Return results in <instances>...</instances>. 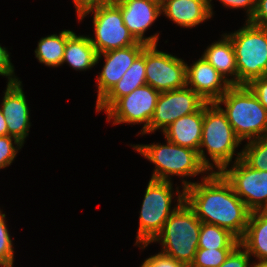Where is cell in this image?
Masks as SVG:
<instances>
[{"instance_id": "cell-1", "label": "cell", "mask_w": 267, "mask_h": 267, "mask_svg": "<svg viewBox=\"0 0 267 267\" xmlns=\"http://www.w3.org/2000/svg\"><path fill=\"white\" fill-rule=\"evenodd\" d=\"M184 189V200L201 222L229 230L239 240L244 236L251 211L235 194L220 172H210Z\"/></svg>"}, {"instance_id": "cell-2", "label": "cell", "mask_w": 267, "mask_h": 267, "mask_svg": "<svg viewBox=\"0 0 267 267\" xmlns=\"http://www.w3.org/2000/svg\"><path fill=\"white\" fill-rule=\"evenodd\" d=\"M240 144L242 142L236 136L226 114L215 102H206L201 144L198 150L201 162L210 172H220L225 166L241 159L242 149L236 151ZM207 154L210 158H207Z\"/></svg>"}, {"instance_id": "cell-3", "label": "cell", "mask_w": 267, "mask_h": 267, "mask_svg": "<svg viewBox=\"0 0 267 267\" xmlns=\"http://www.w3.org/2000/svg\"><path fill=\"white\" fill-rule=\"evenodd\" d=\"M165 141V144L154 142L152 144L130 145L141 156L155 165L150 179L172 181L173 176H178L183 179L181 180V188L185 189L193 182L184 178H191L200 174L202 178H205L210 173V170L201 162L198 151L176 145L167 139Z\"/></svg>"}, {"instance_id": "cell-4", "label": "cell", "mask_w": 267, "mask_h": 267, "mask_svg": "<svg viewBox=\"0 0 267 267\" xmlns=\"http://www.w3.org/2000/svg\"><path fill=\"white\" fill-rule=\"evenodd\" d=\"M184 195V189L181 191L179 187H176L174 193L172 181L149 180L139 212L135 246L144 250L152 244L161 233L170 215L184 201ZM173 197H176L174 201L177 200L174 207L172 206Z\"/></svg>"}, {"instance_id": "cell-5", "label": "cell", "mask_w": 267, "mask_h": 267, "mask_svg": "<svg viewBox=\"0 0 267 267\" xmlns=\"http://www.w3.org/2000/svg\"><path fill=\"white\" fill-rule=\"evenodd\" d=\"M215 103L226 114L241 142L267 134V109L247 85H232Z\"/></svg>"}, {"instance_id": "cell-6", "label": "cell", "mask_w": 267, "mask_h": 267, "mask_svg": "<svg viewBox=\"0 0 267 267\" xmlns=\"http://www.w3.org/2000/svg\"><path fill=\"white\" fill-rule=\"evenodd\" d=\"M201 223L184 200L170 215L152 243H160L161 253L190 267L198 249Z\"/></svg>"}, {"instance_id": "cell-7", "label": "cell", "mask_w": 267, "mask_h": 267, "mask_svg": "<svg viewBox=\"0 0 267 267\" xmlns=\"http://www.w3.org/2000/svg\"><path fill=\"white\" fill-rule=\"evenodd\" d=\"M241 28L225 33L236 57L237 85L267 76V30L245 20Z\"/></svg>"}, {"instance_id": "cell-8", "label": "cell", "mask_w": 267, "mask_h": 267, "mask_svg": "<svg viewBox=\"0 0 267 267\" xmlns=\"http://www.w3.org/2000/svg\"><path fill=\"white\" fill-rule=\"evenodd\" d=\"M93 14L94 37L89 39L97 53L135 45L137 41L124 25L121 9L112 1L98 3L77 15L79 22Z\"/></svg>"}, {"instance_id": "cell-9", "label": "cell", "mask_w": 267, "mask_h": 267, "mask_svg": "<svg viewBox=\"0 0 267 267\" xmlns=\"http://www.w3.org/2000/svg\"><path fill=\"white\" fill-rule=\"evenodd\" d=\"M160 92L150 85H143L133 92L119 98L105 113L107 122L118 124H143L138 135L143 134L148 128L154 115Z\"/></svg>"}, {"instance_id": "cell-10", "label": "cell", "mask_w": 267, "mask_h": 267, "mask_svg": "<svg viewBox=\"0 0 267 267\" xmlns=\"http://www.w3.org/2000/svg\"><path fill=\"white\" fill-rule=\"evenodd\" d=\"M220 173L251 212L267 210V171L252 169L238 159Z\"/></svg>"}, {"instance_id": "cell-11", "label": "cell", "mask_w": 267, "mask_h": 267, "mask_svg": "<svg viewBox=\"0 0 267 267\" xmlns=\"http://www.w3.org/2000/svg\"><path fill=\"white\" fill-rule=\"evenodd\" d=\"M157 46H145L146 84L160 93L184 88L187 63L173 54L159 51Z\"/></svg>"}, {"instance_id": "cell-12", "label": "cell", "mask_w": 267, "mask_h": 267, "mask_svg": "<svg viewBox=\"0 0 267 267\" xmlns=\"http://www.w3.org/2000/svg\"><path fill=\"white\" fill-rule=\"evenodd\" d=\"M206 103L193 89L185 86L161 92L149 128L141 135L154 133L167 127L178 118L197 112Z\"/></svg>"}, {"instance_id": "cell-13", "label": "cell", "mask_w": 267, "mask_h": 267, "mask_svg": "<svg viewBox=\"0 0 267 267\" xmlns=\"http://www.w3.org/2000/svg\"><path fill=\"white\" fill-rule=\"evenodd\" d=\"M112 1L121 9L124 25L137 42L158 45L160 34L157 32L147 37L145 32L162 15L160 4L151 0Z\"/></svg>"}, {"instance_id": "cell-14", "label": "cell", "mask_w": 267, "mask_h": 267, "mask_svg": "<svg viewBox=\"0 0 267 267\" xmlns=\"http://www.w3.org/2000/svg\"><path fill=\"white\" fill-rule=\"evenodd\" d=\"M146 44L137 42L135 45L118 48L98 54L96 64L104 58V64L96 76L98 103L122 78L125 72L133 64L134 60L142 53Z\"/></svg>"}, {"instance_id": "cell-15", "label": "cell", "mask_w": 267, "mask_h": 267, "mask_svg": "<svg viewBox=\"0 0 267 267\" xmlns=\"http://www.w3.org/2000/svg\"><path fill=\"white\" fill-rule=\"evenodd\" d=\"M3 93L0 108L6 118L7 135L15 137L24 145L30 132L31 122L22 81L7 83Z\"/></svg>"}, {"instance_id": "cell-16", "label": "cell", "mask_w": 267, "mask_h": 267, "mask_svg": "<svg viewBox=\"0 0 267 267\" xmlns=\"http://www.w3.org/2000/svg\"><path fill=\"white\" fill-rule=\"evenodd\" d=\"M186 86L203 100L216 102L232 86L203 56L186 65Z\"/></svg>"}, {"instance_id": "cell-17", "label": "cell", "mask_w": 267, "mask_h": 267, "mask_svg": "<svg viewBox=\"0 0 267 267\" xmlns=\"http://www.w3.org/2000/svg\"><path fill=\"white\" fill-rule=\"evenodd\" d=\"M161 13L182 28H195L212 17L209 0H164Z\"/></svg>"}, {"instance_id": "cell-18", "label": "cell", "mask_w": 267, "mask_h": 267, "mask_svg": "<svg viewBox=\"0 0 267 267\" xmlns=\"http://www.w3.org/2000/svg\"><path fill=\"white\" fill-rule=\"evenodd\" d=\"M204 119V105L197 111L182 116L171 123L165 131L164 138L176 145L198 151L201 144Z\"/></svg>"}, {"instance_id": "cell-19", "label": "cell", "mask_w": 267, "mask_h": 267, "mask_svg": "<svg viewBox=\"0 0 267 267\" xmlns=\"http://www.w3.org/2000/svg\"><path fill=\"white\" fill-rule=\"evenodd\" d=\"M146 85L145 75V48L134 60L122 78L112 89L95 105L96 112H106L119 98L130 94L136 88Z\"/></svg>"}, {"instance_id": "cell-20", "label": "cell", "mask_w": 267, "mask_h": 267, "mask_svg": "<svg viewBox=\"0 0 267 267\" xmlns=\"http://www.w3.org/2000/svg\"><path fill=\"white\" fill-rule=\"evenodd\" d=\"M97 56L98 53L89 35H76L72 30H67V42L61 66L67 63L73 70L87 71L97 65Z\"/></svg>"}, {"instance_id": "cell-21", "label": "cell", "mask_w": 267, "mask_h": 267, "mask_svg": "<svg viewBox=\"0 0 267 267\" xmlns=\"http://www.w3.org/2000/svg\"><path fill=\"white\" fill-rule=\"evenodd\" d=\"M201 56L231 85H237L235 52L231 39L225 33L221 34V39L209 44Z\"/></svg>"}, {"instance_id": "cell-22", "label": "cell", "mask_w": 267, "mask_h": 267, "mask_svg": "<svg viewBox=\"0 0 267 267\" xmlns=\"http://www.w3.org/2000/svg\"><path fill=\"white\" fill-rule=\"evenodd\" d=\"M240 244L251 257L267 260V210L251 212Z\"/></svg>"}, {"instance_id": "cell-23", "label": "cell", "mask_w": 267, "mask_h": 267, "mask_svg": "<svg viewBox=\"0 0 267 267\" xmlns=\"http://www.w3.org/2000/svg\"><path fill=\"white\" fill-rule=\"evenodd\" d=\"M67 42V30L40 38L34 50L38 62L56 68L61 66Z\"/></svg>"}, {"instance_id": "cell-24", "label": "cell", "mask_w": 267, "mask_h": 267, "mask_svg": "<svg viewBox=\"0 0 267 267\" xmlns=\"http://www.w3.org/2000/svg\"><path fill=\"white\" fill-rule=\"evenodd\" d=\"M240 240L229 230L214 224L202 222L198 248L203 249H234Z\"/></svg>"}, {"instance_id": "cell-25", "label": "cell", "mask_w": 267, "mask_h": 267, "mask_svg": "<svg viewBox=\"0 0 267 267\" xmlns=\"http://www.w3.org/2000/svg\"><path fill=\"white\" fill-rule=\"evenodd\" d=\"M245 143L241 159L252 169L267 171V134Z\"/></svg>"}, {"instance_id": "cell-26", "label": "cell", "mask_w": 267, "mask_h": 267, "mask_svg": "<svg viewBox=\"0 0 267 267\" xmlns=\"http://www.w3.org/2000/svg\"><path fill=\"white\" fill-rule=\"evenodd\" d=\"M6 219V214L0 209V267H14V246Z\"/></svg>"}, {"instance_id": "cell-27", "label": "cell", "mask_w": 267, "mask_h": 267, "mask_svg": "<svg viewBox=\"0 0 267 267\" xmlns=\"http://www.w3.org/2000/svg\"><path fill=\"white\" fill-rule=\"evenodd\" d=\"M233 249L198 248L190 267H219Z\"/></svg>"}, {"instance_id": "cell-28", "label": "cell", "mask_w": 267, "mask_h": 267, "mask_svg": "<svg viewBox=\"0 0 267 267\" xmlns=\"http://www.w3.org/2000/svg\"><path fill=\"white\" fill-rule=\"evenodd\" d=\"M23 146V143L15 137L0 136V169L10 166Z\"/></svg>"}, {"instance_id": "cell-29", "label": "cell", "mask_w": 267, "mask_h": 267, "mask_svg": "<svg viewBox=\"0 0 267 267\" xmlns=\"http://www.w3.org/2000/svg\"><path fill=\"white\" fill-rule=\"evenodd\" d=\"M251 256L239 243L219 267H250Z\"/></svg>"}, {"instance_id": "cell-30", "label": "cell", "mask_w": 267, "mask_h": 267, "mask_svg": "<svg viewBox=\"0 0 267 267\" xmlns=\"http://www.w3.org/2000/svg\"><path fill=\"white\" fill-rule=\"evenodd\" d=\"M219 2L224 6L225 8H231V9H244L246 11V21H249L251 17L253 16L257 0H219ZM209 9L211 12V15L213 17L214 11H213V3L212 0H209Z\"/></svg>"}, {"instance_id": "cell-31", "label": "cell", "mask_w": 267, "mask_h": 267, "mask_svg": "<svg viewBox=\"0 0 267 267\" xmlns=\"http://www.w3.org/2000/svg\"><path fill=\"white\" fill-rule=\"evenodd\" d=\"M10 54L6 47L0 44V76L7 78V83L20 81L15 75L14 65L11 63Z\"/></svg>"}, {"instance_id": "cell-32", "label": "cell", "mask_w": 267, "mask_h": 267, "mask_svg": "<svg viewBox=\"0 0 267 267\" xmlns=\"http://www.w3.org/2000/svg\"><path fill=\"white\" fill-rule=\"evenodd\" d=\"M140 267H186L174 258L161 252L146 258Z\"/></svg>"}, {"instance_id": "cell-33", "label": "cell", "mask_w": 267, "mask_h": 267, "mask_svg": "<svg viewBox=\"0 0 267 267\" xmlns=\"http://www.w3.org/2000/svg\"><path fill=\"white\" fill-rule=\"evenodd\" d=\"M247 86L267 109V76L254 79Z\"/></svg>"}, {"instance_id": "cell-34", "label": "cell", "mask_w": 267, "mask_h": 267, "mask_svg": "<svg viewBox=\"0 0 267 267\" xmlns=\"http://www.w3.org/2000/svg\"><path fill=\"white\" fill-rule=\"evenodd\" d=\"M249 22L267 30V0H257L255 12Z\"/></svg>"}, {"instance_id": "cell-35", "label": "cell", "mask_w": 267, "mask_h": 267, "mask_svg": "<svg viewBox=\"0 0 267 267\" xmlns=\"http://www.w3.org/2000/svg\"><path fill=\"white\" fill-rule=\"evenodd\" d=\"M107 0H73L76 14Z\"/></svg>"}, {"instance_id": "cell-36", "label": "cell", "mask_w": 267, "mask_h": 267, "mask_svg": "<svg viewBox=\"0 0 267 267\" xmlns=\"http://www.w3.org/2000/svg\"><path fill=\"white\" fill-rule=\"evenodd\" d=\"M5 116L2 113V110L0 108V136L7 135V123L5 121Z\"/></svg>"}, {"instance_id": "cell-37", "label": "cell", "mask_w": 267, "mask_h": 267, "mask_svg": "<svg viewBox=\"0 0 267 267\" xmlns=\"http://www.w3.org/2000/svg\"><path fill=\"white\" fill-rule=\"evenodd\" d=\"M250 267H267V260H257L252 262Z\"/></svg>"}, {"instance_id": "cell-38", "label": "cell", "mask_w": 267, "mask_h": 267, "mask_svg": "<svg viewBox=\"0 0 267 267\" xmlns=\"http://www.w3.org/2000/svg\"><path fill=\"white\" fill-rule=\"evenodd\" d=\"M151 1H154V2H156V3H158V4H160V5H162L163 2H164V0H151Z\"/></svg>"}]
</instances>
